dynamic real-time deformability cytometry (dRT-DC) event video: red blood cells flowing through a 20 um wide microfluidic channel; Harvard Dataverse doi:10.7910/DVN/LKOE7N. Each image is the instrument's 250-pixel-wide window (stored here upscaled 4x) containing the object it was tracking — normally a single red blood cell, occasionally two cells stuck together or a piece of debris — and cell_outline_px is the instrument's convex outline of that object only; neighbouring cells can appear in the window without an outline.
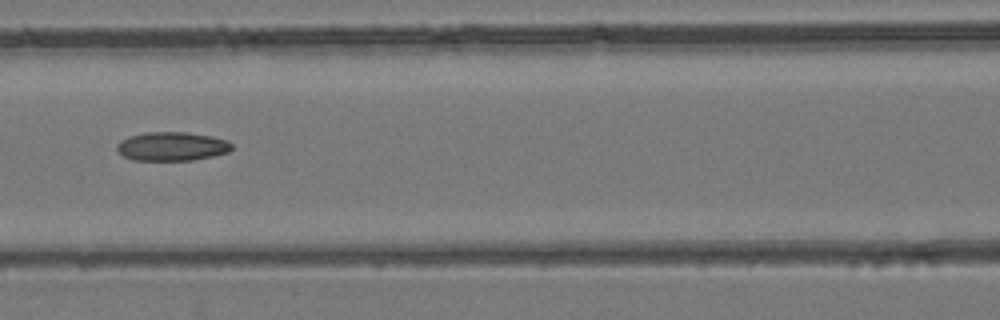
{"species": "common noctule bat (a hibernating species)", "species_latin": "Nyctalus noctula", "temperature_condition": "room temperature", "stored_images_in_passage": 3, "camera_frame_rate_fps": 3000, "um_per_image_px": 0.085, "animal": {"sex": "female", "body_mass_g": 24.6, "forearm_length_mm": 56.2}, "frame": {"image": 1, "passage_image": 3, "time_ms": 2.0, "image_size_px": [1000, 320], "cell_outline_px": [[232, 148], [228, 152], [212, 156], [192, 160], [132, 160], [124, 156], [116, 148], [116, 144], [120, 140], [128, 136], [144, 132], [184, 132], [212, 136], [228, 140], [232, 144]], "centroid_in_image_um": [14.6, 12.43], "position_along_channel_um": 152.0, "area_um2": 19.36}}